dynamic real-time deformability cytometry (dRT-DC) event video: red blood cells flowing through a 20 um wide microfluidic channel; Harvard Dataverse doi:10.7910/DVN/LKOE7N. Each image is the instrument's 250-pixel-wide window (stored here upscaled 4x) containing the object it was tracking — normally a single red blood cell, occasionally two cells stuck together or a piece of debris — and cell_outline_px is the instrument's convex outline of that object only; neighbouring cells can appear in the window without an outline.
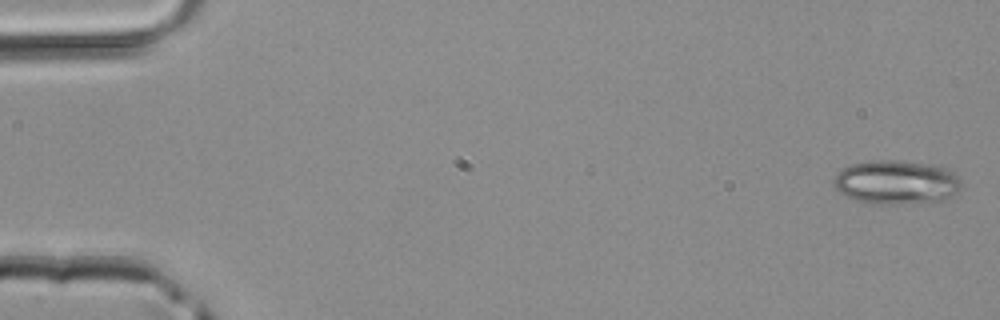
{"species": "common noctule bat (a hibernating species)", "species_latin": "Nyctalus noctula", "temperature_condition": "room temperature", "stored_images_in_passage": 4, "camera_frame_rate_fps": 3000, "um_per_image_px": 0.085, "animal": {"sex": "male", "body_mass_g": 20.4}, "frame": {"image": 1, "passage_image": 1, "time_ms": 0.0, "image_size_px": [1000, 320], "cell_outline_px": [[960, 188], [948, 200], [892, 204], [876, 204], [860, 200], [848, 196], [840, 192], [832, 184], [832, 180], [848, 164], [872, 160], [896, 160], [936, 164], [948, 168], [960, 180]], "centroid_in_image_um": [76.21, 15.47], "position_along_channel_um": 8.8, "area_um2": 32.71}}